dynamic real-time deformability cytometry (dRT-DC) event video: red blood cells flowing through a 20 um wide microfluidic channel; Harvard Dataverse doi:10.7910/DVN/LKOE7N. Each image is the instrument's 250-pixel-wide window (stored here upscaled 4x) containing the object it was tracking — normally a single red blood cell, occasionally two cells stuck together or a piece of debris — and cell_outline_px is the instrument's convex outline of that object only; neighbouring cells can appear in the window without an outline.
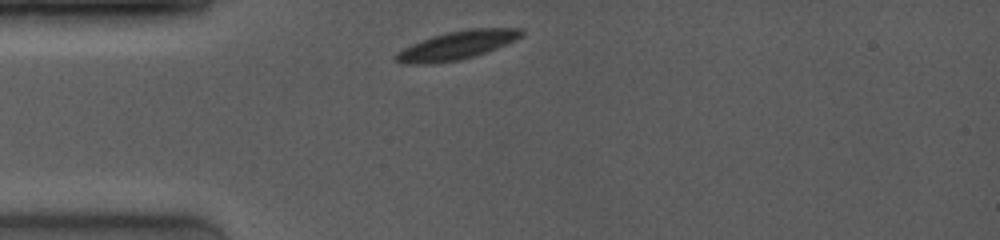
{"species": "common noctule bat (a hibernating species)", "species_latin": "Nyctalus noctula", "temperature_condition": "room temperature", "stored_images_in_passage": 5, "camera_frame_rate_fps": 4000, "um_per_image_px": 0.085, "animal": {"sex": "female", "body_mass_g": 19.0, "forearm_length_mm": 53.3}, "frame": {"image": 1, "passage_image": 1, "time_ms": 0.0, "image_size_px": [1000, 240], "cell_outline_px": [[524, 36], [516, 40], [496, 48], [460, 60], [432, 64], [404, 64], [396, 60], [396, 52], [412, 44], [432, 36], [448, 32], [468, 28], [524, 28]], "centroid_in_image_um": [38.87, 3.84], "position_along_channel_um": 46.1, "area_um2": 20.75}}